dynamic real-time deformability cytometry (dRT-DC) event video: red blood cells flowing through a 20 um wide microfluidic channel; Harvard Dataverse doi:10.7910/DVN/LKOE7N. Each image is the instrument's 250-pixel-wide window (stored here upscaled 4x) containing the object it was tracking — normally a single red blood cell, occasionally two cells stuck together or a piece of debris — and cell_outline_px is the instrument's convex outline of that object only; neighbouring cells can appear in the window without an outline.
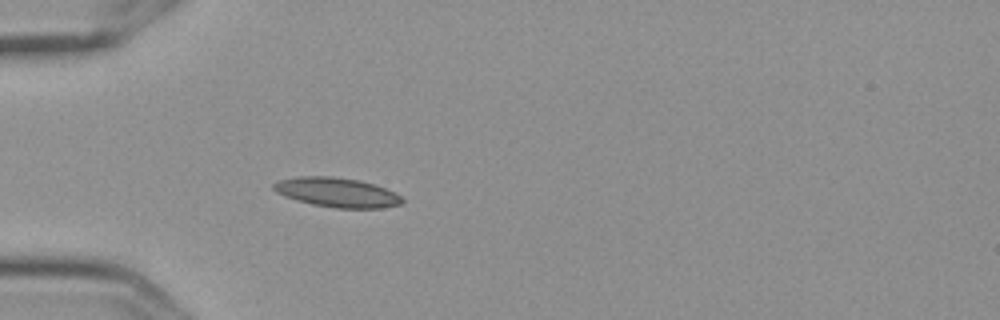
{"species": "Egyptian fruit bat (a non-hibernating species)", "species_latin": "Rousettus aegyptiacus", "temperature_condition": "cold", "stored_images_in_passage": 4, "camera_frame_rate_fps": 3000, "um_per_image_px": 0.085, "frame": {"image": 1, "passage_image": 4, "time_ms": 1.0, "image_size_px": [1000, 320], "cell_outline_px": [[404, 200], [400, 204], [380, 208], [336, 208], [312, 204], [296, 200], [284, 196], [276, 192], [272, 188], [272, 184], [280, 180], [296, 176], [332, 176], [360, 180], [396, 192]], "centroid_in_image_um": [28.61, 16.35], "position_along_channel_um": 56.4, "area_um2": 22.08}}